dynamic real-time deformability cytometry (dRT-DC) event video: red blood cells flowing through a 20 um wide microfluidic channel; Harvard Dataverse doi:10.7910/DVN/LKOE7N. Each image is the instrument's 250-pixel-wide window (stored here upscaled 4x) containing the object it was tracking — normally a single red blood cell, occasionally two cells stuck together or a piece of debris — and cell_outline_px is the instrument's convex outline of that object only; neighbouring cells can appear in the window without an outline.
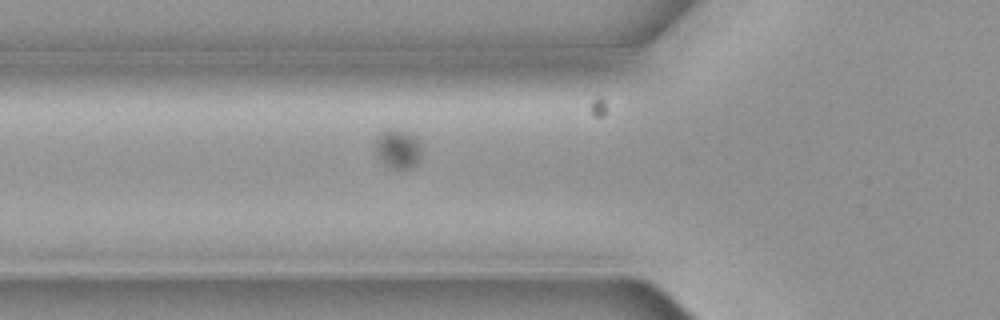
{"species": "common noctule bat (a hibernating species)", "species_latin": "Nyctalus noctula", "temperature_condition": "cold", "stored_images_in_passage": 3, "camera_frame_rate_fps": 3000, "um_per_image_px": 0.085, "animal": {"sex": "female", "body_mass_g": 19.3, "forearm_length_mm": 54.1}, "frame": {"image": 1, "passage_image": 3, "time_ms": 0.667, "image_size_px": [1000, 320], "cell_outline_px": [[420, 152], [416, 164], [408, 168], [392, 168], [384, 164], [376, 156], [372, 144], [376, 136], [380, 132], [388, 128], [392, 128], [408, 132], [420, 144]], "centroid_in_image_um": [33.71, 12.62], "position_along_channel_um": 92.1, "area_um2": 10.64}}